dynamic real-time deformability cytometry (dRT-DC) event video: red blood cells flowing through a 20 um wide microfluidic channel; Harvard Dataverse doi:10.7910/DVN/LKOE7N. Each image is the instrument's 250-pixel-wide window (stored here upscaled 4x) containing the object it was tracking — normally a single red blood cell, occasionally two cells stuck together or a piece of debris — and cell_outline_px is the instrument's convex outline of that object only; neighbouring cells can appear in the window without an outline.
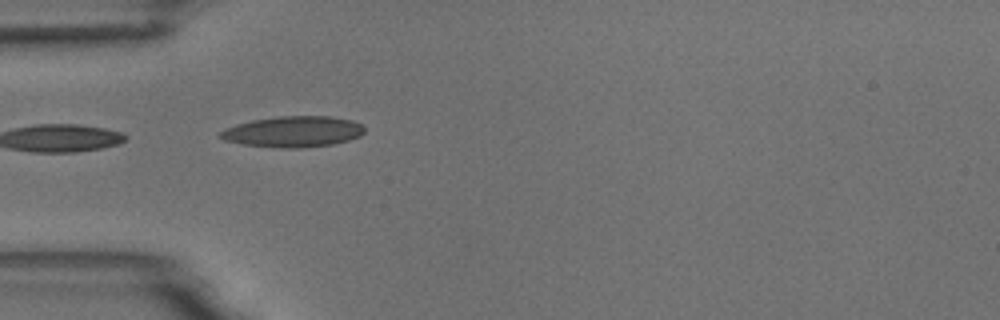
{"species": "common noctule bat (a hibernating species)", "species_latin": "Nyctalus noctula", "temperature_condition": "room temperature", "stored_images_in_passage": 5, "camera_frame_rate_fps": 3000, "um_per_image_px": 0.085, "animal": {"sex": "male", "body_mass_g": 18.8}, "frame": {"image": 1, "passage_image": 5, "time_ms": 4.667, "image_size_px": [1000, 320], "cell_outline_px": [[364, 132], [360, 136], [348, 140], [332, 144], [300, 148], [284, 148], [244, 144], [224, 140], [220, 136], [220, 132], [224, 128], [236, 124], [252, 120], [276, 116], [332, 116], [352, 120], [360, 124], [364, 128]], "centroid_in_image_um": [24.92, 11.18], "position_along_channel_um": 60.1, "area_um2": 25.89}}